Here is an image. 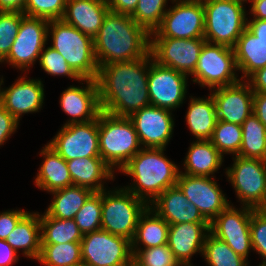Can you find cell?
<instances>
[{
	"mask_svg": "<svg viewBox=\"0 0 266 266\" xmlns=\"http://www.w3.org/2000/svg\"><path fill=\"white\" fill-rule=\"evenodd\" d=\"M233 49L237 70L243 73L241 80L266 66V43L259 40L247 28L238 38Z\"/></svg>",
	"mask_w": 266,
	"mask_h": 266,
	"instance_id": "obj_28",
	"label": "cell"
},
{
	"mask_svg": "<svg viewBox=\"0 0 266 266\" xmlns=\"http://www.w3.org/2000/svg\"><path fill=\"white\" fill-rule=\"evenodd\" d=\"M187 75L159 65L149 52L148 91L151 105L173 111L183 104L187 93Z\"/></svg>",
	"mask_w": 266,
	"mask_h": 266,
	"instance_id": "obj_14",
	"label": "cell"
},
{
	"mask_svg": "<svg viewBox=\"0 0 266 266\" xmlns=\"http://www.w3.org/2000/svg\"><path fill=\"white\" fill-rule=\"evenodd\" d=\"M41 155L44 160L34 182L38 188L51 193L73 185L65 159L48 144L41 150Z\"/></svg>",
	"mask_w": 266,
	"mask_h": 266,
	"instance_id": "obj_26",
	"label": "cell"
},
{
	"mask_svg": "<svg viewBox=\"0 0 266 266\" xmlns=\"http://www.w3.org/2000/svg\"><path fill=\"white\" fill-rule=\"evenodd\" d=\"M75 266H93V265L87 264L85 262H80V263L76 264Z\"/></svg>",
	"mask_w": 266,
	"mask_h": 266,
	"instance_id": "obj_54",
	"label": "cell"
},
{
	"mask_svg": "<svg viewBox=\"0 0 266 266\" xmlns=\"http://www.w3.org/2000/svg\"><path fill=\"white\" fill-rule=\"evenodd\" d=\"M176 185L209 223L231 204L214 176H191L179 172Z\"/></svg>",
	"mask_w": 266,
	"mask_h": 266,
	"instance_id": "obj_17",
	"label": "cell"
},
{
	"mask_svg": "<svg viewBox=\"0 0 266 266\" xmlns=\"http://www.w3.org/2000/svg\"><path fill=\"white\" fill-rule=\"evenodd\" d=\"M87 86H70L62 92L60 106L71 116L64 125L86 123L98 118L102 112L99 89L95 79H82Z\"/></svg>",
	"mask_w": 266,
	"mask_h": 266,
	"instance_id": "obj_20",
	"label": "cell"
},
{
	"mask_svg": "<svg viewBox=\"0 0 266 266\" xmlns=\"http://www.w3.org/2000/svg\"><path fill=\"white\" fill-rule=\"evenodd\" d=\"M6 242L18 253L27 258L38 260L41 252V234L39 213L28 212L8 235Z\"/></svg>",
	"mask_w": 266,
	"mask_h": 266,
	"instance_id": "obj_29",
	"label": "cell"
},
{
	"mask_svg": "<svg viewBox=\"0 0 266 266\" xmlns=\"http://www.w3.org/2000/svg\"><path fill=\"white\" fill-rule=\"evenodd\" d=\"M48 26L47 19L24 16L11 50L2 62H7L13 68H19L22 71L29 70L46 47L49 40Z\"/></svg>",
	"mask_w": 266,
	"mask_h": 266,
	"instance_id": "obj_12",
	"label": "cell"
},
{
	"mask_svg": "<svg viewBox=\"0 0 266 266\" xmlns=\"http://www.w3.org/2000/svg\"><path fill=\"white\" fill-rule=\"evenodd\" d=\"M169 224L149 206L140 215L131 240L132 249H147L167 244ZM143 245V248L139 246Z\"/></svg>",
	"mask_w": 266,
	"mask_h": 266,
	"instance_id": "obj_30",
	"label": "cell"
},
{
	"mask_svg": "<svg viewBox=\"0 0 266 266\" xmlns=\"http://www.w3.org/2000/svg\"><path fill=\"white\" fill-rule=\"evenodd\" d=\"M21 76L9 88L0 89V104L18 121L22 114L38 112L44 102V86L41 79Z\"/></svg>",
	"mask_w": 266,
	"mask_h": 266,
	"instance_id": "obj_21",
	"label": "cell"
},
{
	"mask_svg": "<svg viewBox=\"0 0 266 266\" xmlns=\"http://www.w3.org/2000/svg\"><path fill=\"white\" fill-rule=\"evenodd\" d=\"M27 0H0V12H21Z\"/></svg>",
	"mask_w": 266,
	"mask_h": 266,
	"instance_id": "obj_52",
	"label": "cell"
},
{
	"mask_svg": "<svg viewBox=\"0 0 266 266\" xmlns=\"http://www.w3.org/2000/svg\"><path fill=\"white\" fill-rule=\"evenodd\" d=\"M4 79H3V77L0 79V89L2 88L1 87V85L4 83V81H3Z\"/></svg>",
	"mask_w": 266,
	"mask_h": 266,
	"instance_id": "obj_56",
	"label": "cell"
},
{
	"mask_svg": "<svg viewBox=\"0 0 266 266\" xmlns=\"http://www.w3.org/2000/svg\"><path fill=\"white\" fill-rule=\"evenodd\" d=\"M165 150L142 148L120 170L133 178V184L124 188L148 206L167 188L177 184L180 170L165 157Z\"/></svg>",
	"mask_w": 266,
	"mask_h": 266,
	"instance_id": "obj_3",
	"label": "cell"
},
{
	"mask_svg": "<svg viewBox=\"0 0 266 266\" xmlns=\"http://www.w3.org/2000/svg\"><path fill=\"white\" fill-rule=\"evenodd\" d=\"M82 262L93 266H133L131 240L103 229L83 235Z\"/></svg>",
	"mask_w": 266,
	"mask_h": 266,
	"instance_id": "obj_10",
	"label": "cell"
},
{
	"mask_svg": "<svg viewBox=\"0 0 266 266\" xmlns=\"http://www.w3.org/2000/svg\"><path fill=\"white\" fill-rule=\"evenodd\" d=\"M148 205L126 188L102 191L101 229L132 240L140 215Z\"/></svg>",
	"mask_w": 266,
	"mask_h": 266,
	"instance_id": "obj_7",
	"label": "cell"
},
{
	"mask_svg": "<svg viewBox=\"0 0 266 266\" xmlns=\"http://www.w3.org/2000/svg\"><path fill=\"white\" fill-rule=\"evenodd\" d=\"M210 141L223 156L224 154L237 156L242 144V127L238 124L217 120Z\"/></svg>",
	"mask_w": 266,
	"mask_h": 266,
	"instance_id": "obj_37",
	"label": "cell"
},
{
	"mask_svg": "<svg viewBox=\"0 0 266 266\" xmlns=\"http://www.w3.org/2000/svg\"><path fill=\"white\" fill-rule=\"evenodd\" d=\"M102 191L94 192L76 213L74 220L83 235L101 229Z\"/></svg>",
	"mask_w": 266,
	"mask_h": 266,
	"instance_id": "obj_39",
	"label": "cell"
},
{
	"mask_svg": "<svg viewBox=\"0 0 266 266\" xmlns=\"http://www.w3.org/2000/svg\"><path fill=\"white\" fill-rule=\"evenodd\" d=\"M223 155L210 140H196L191 143L184 160L185 175L212 177L222 166Z\"/></svg>",
	"mask_w": 266,
	"mask_h": 266,
	"instance_id": "obj_27",
	"label": "cell"
},
{
	"mask_svg": "<svg viewBox=\"0 0 266 266\" xmlns=\"http://www.w3.org/2000/svg\"><path fill=\"white\" fill-rule=\"evenodd\" d=\"M171 112L165 108L148 105L129 116L143 148L166 149L174 129Z\"/></svg>",
	"mask_w": 266,
	"mask_h": 266,
	"instance_id": "obj_18",
	"label": "cell"
},
{
	"mask_svg": "<svg viewBox=\"0 0 266 266\" xmlns=\"http://www.w3.org/2000/svg\"><path fill=\"white\" fill-rule=\"evenodd\" d=\"M235 52L231 47L205 42L200 51L192 81L214 89L238 83Z\"/></svg>",
	"mask_w": 266,
	"mask_h": 266,
	"instance_id": "obj_9",
	"label": "cell"
},
{
	"mask_svg": "<svg viewBox=\"0 0 266 266\" xmlns=\"http://www.w3.org/2000/svg\"><path fill=\"white\" fill-rule=\"evenodd\" d=\"M247 29L259 40L266 43V20L261 19H251L247 20Z\"/></svg>",
	"mask_w": 266,
	"mask_h": 266,
	"instance_id": "obj_51",
	"label": "cell"
},
{
	"mask_svg": "<svg viewBox=\"0 0 266 266\" xmlns=\"http://www.w3.org/2000/svg\"><path fill=\"white\" fill-rule=\"evenodd\" d=\"M241 127L242 144L237 156L266 161V126L252 113Z\"/></svg>",
	"mask_w": 266,
	"mask_h": 266,
	"instance_id": "obj_34",
	"label": "cell"
},
{
	"mask_svg": "<svg viewBox=\"0 0 266 266\" xmlns=\"http://www.w3.org/2000/svg\"><path fill=\"white\" fill-rule=\"evenodd\" d=\"M98 66L141 59L150 52V34L131 16L108 11L93 38Z\"/></svg>",
	"mask_w": 266,
	"mask_h": 266,
	"instance_id": "obj_2",
	"label": "cell"
},
{
	"mask_svg": "<svg viewBox=\"0 0 266 266\" xmlns=\"http://www.w3.org/2000/svg\"><path fill=\"white\" fill-rule=\"evenodd\" d=\"M160 26L150 37L204 38V7L202 0H172Z\"/></svg>",
	"mask_w": 266,
	"mask_h": 266,
	"instance_id": "obj_11",
	"label": "cell"
},
{
	"mask_svg": "<svg viewBox=\"0 0 266 266\" xmlns=\"http://www.w3.org/2000/svg\"><path fill=\"white\" fill-rule=\"evenodd\" d=\"M202 3L206 42L234 48L247 28V11L243 4L235 0H202Z\"/></svg>",
	"mask_w": 266,
	"mask_h": 266,
	"instance_id": "obj_6",
	"label": "cell"
},
{
	"mask_svg": "<svg viewBox=\"0 0 266 266\" xmlns=\"http://www.w3.org/2000/svg\"><path fill=\"white\" fill-rule=\"evenodd\" d=\"M203 258L209 266H248V261L236 254L224 241L210 232L203 248Z\"/></svg>",
	"mask_w": 266,
	"mask_h": 266,
	"instance_id": "obj_36",
	"label": "cell"
},
{
	"mask_svg": "<svg viewBox=\"0 0 266 266\" xmlns=\"http://www.w3.org/2000/svg\"><path fill=\"white\" fill-rule=\"evenodd\" d=\"M253 113L266 126V92L254 93Z\"/></svg>",
	"mask_w": 266,
	"mask_h": 266,
	"instance_id": "obj_50",
	"label": "cell"
},
{
	"mask_svg": "<svg viewBox=\"0 0 266 266\" xmlns=\"http://www.w3.org/2000/svg\"><path fill=\"white\" fill-rule=\"evenodd\" d=\"M66 0H27L24 15L47 20L62 19Z\"/></svg>",
	"mask_w": 266,
	"mask_h": 266,
	"instance_id": "obj_43",
	"label": "cell"
},
{
	"mask_svg": "<svg viewBox=\"0 0 266 266\" xmlns=\"http://www.w3.org/2000/svg\"><path fill=\"white\" fill-rule=\"evenodd\" d=\"M109 10L118 14L131 16L138 4V0H107Z\"/></svg>",
	"mask_w": 266,
	"mask_h": 266,
	"instance_id": "obj_47",
	"label": "cell"
},
{
	"mask_svg": "<svg viewBox=\"0 0 266 266\" xmlns=\"http://www.w3.org/2000/svg\"><path fill=\"white\" fill-rule=\"evenodd\" d=\"M168 0H138L137 7L131 15L132 19L149 34L161 24L166 13Z\"/></svg>",
	"mask_w": 266,
	"mask_h": 266,
	"instance_id": "obj_38",
	"label": "cell"
},
{
	"mask_svg": "<svg viewBox=\"0 0 266 266\" xmlns=\"http://www.w3.org/2000/svg\"><path fill=\"white\" fill-rule=\"evenodd\" d=\"M246 80H248L253 93L266 92V66L256 70Z\"/></svg>",
	"mask_w": 266,
	"mask_h": 266,
	"instance_id": "obj_48",
	"label": "cell"
},
{
	"mask_svg": "<svg viewBox=\"0 0 266 266\" xmlns=\"http://www.w3.org/2000/svg\"><path fill=\"white\" fill-rule=\"evenodd\" d=\"M190 98L186 123L197 140H210L217 122L214 99L211 94L207 98Z\"/></svg>",
	"mask_w": 266,
	"mask_h": 266,
	"instance_id": "obj_31",
	"label": "cell"
},
{
	"mask_svg": "<svg viewBox=\"0 0 266 266\" xmlns=\"http://www.w3.org/2000/svg\"><path fill=\"white\" fill-rule=\"evenodd\" d=\"M149 207L169 225L178 223H209L202 216L199 209L188 201L177 185L167 188Z\"/></svg>",
	"mask_w": 266,
	"mask_h": 266,
	"instance_id": "obj_23",
	"label": "cell"
},
{
	"mask_svg": "<svg viewBox=\"0 0 266 266\" xmlns=\"http://www.w3.org/2000/svg\"><path fill=\"white\" fill-rule=\"evenodd\" d=\"M19 122L0 104V146L16 131Z\"/></svg>",
	"mask_w": 266,
	"mask_h": 266,
	"instance_id": "obj_46",
	"label": "cell"
},
{
	"mask_svg": "<svg viewBox=\"0 0 266 266\" xmlns=\"http://www.w3.org/2000/svg\"><path fill=\"white\" fill-rule=\"evenodd\" d=\"M47 144L66 161L83 157L101 158L98 118L86 123L63 125Z\"/></svg>",
	"mask_w": 266,
	"mask_h": 266,
	"instance_id": "obj_16",
	"label": "cell"
},
{
	"mask_svg": "<svg viewBox=\"0 0 266 266\" xmlns=\"http://www.w3.org/2000/svg\"><path fill=\"white\" fill-rule=\"evenodd\" d=\"M29 211L23 210H8L0 213V239L6 240L8 235L14 230L18 222Z\"/></svg>",
	"mask_w": 266,
	"mask_h": 266,
	"instance_id": "obj_45",
	"label": "cell"
},
{
	"mask_svg": "<svg viewBox=\"0 0 266 266\" xmlns=\"http://www.w3.org/2000/svg\"><path fill=\"white\" fill-rule=\"evenodd\" d=\"M38 262L45 266H75L82 262L80 242L41 244Z\"/></svg>",
	"mask_w": 266,
	"mask_h": 266,
	"instance_id": "obj_35",
	"label": "cell"
},
{
	"mask_svg": "<svg viewBox=\"0 0 266 266\" xmlns=\"http://www.w3.org/2000/svg\"><path fill=\"white\" fill-rule=\"evenodd\" d=\"M205 42L204 38L150 37V52L159 65L192 76Z\"/></svg>",
	"mask_w": 266,
	"mask_h": 266,
	"instance_id": "obj_13",
	"label": "cell"
},
{
	"mask_svg": "<svg viewBox=\"0 0 266 266\" xmlns=\"http://www.w3.org/2000/svg\"><path fill=\"white\" fill-rule=\"evenodd\" d=\"M250 12L253 19L266 20V0H253Z\"/></svg>",
	"mask_w": 266,
	"mask_h": 266,
	"instance_id": "obj_53",
	"label": "cell"
},
{
	"mask_svg": "<svg viewBox=\"0 0 266 266\" xmlns=\"http://www.w3.org/2000/svg\"><path fill=\"white\" fill-rule=\"evenodd\" d=\"M235 1L244 4V2H245V3H246L247 1L252 2L253 0H235Z\"/></svg>",
	"mask_w": 266,
	"mask_h": 266,
	"instance_id": "obj_55",
	"label": "cell"
},
{
	"mask_svg": "<svg viewBox=\"0 0 266 266\" xmlns=\"http://www.w3.org/2000/svg\"><path fill=\"white\" fill-rule=\"evenodd\" d=\"M39 62L41 68L52 76H68L71 79L78 80L82 79L71 69L67 64V61L63 56L52 47L43 48V51L39 55Z\"/></svg>",
	"mask_w": 266,
	"mask_h": 266,
	"instance_id": "obj_42",
	"label": "cell"
},
{
	"mask_svg": "<svg viewBox=\"0 0 266 266\" xmlns=\"http://www.w3.org/2000/svg\"><path fill=\"white\" fill-rule=\"evenodd\" d=\"M228 205L211 223L209 231L246 260L252 248L250 222L254 208Z\"/></svg>",
	"mask_w": 266,
	"mask_h": 266,
	"instance_id": "obj_15",
	"label": "cell"
},
{
	"mask_svg": "<svg viewBox=\"0 0 266 266\" xmlns=\"http://www.w3.org/2000/svg\"><path fill=\"white\" fill-rule=\"evenodd\" d=\"M93 193L88 188L75 185L53 191L51 192L54 196L53 200L45 212L57 219H74L76 213Z\"/></svg>",
	"mask_w": 266,
	"mask_h": 266,
	"instance_id": "obj_32",
	"label": "cell"
},
{
	"mask_svg": "<svg viewBox=\"0 0 266 266\" xmlns=\"http://www.w3.org/2000/svg\"><path fill=\"white\" fill-rule=\"evenodd\" d=\"M100 157L120 171L143 147L129 117H117L105 112L98 116ZM141 146V147H140Z\"/></svg>",
	"mask_w": 266,
	"mask_h": 266,
	"instance_id": "obj_5",
	"label": "cell"
},
{
	"mask_svg": "<svg viewBox=\"0 0 266 266\" xmlns=\"http://www.w3.org/2000/svg\"><path fill=\"white\" fill-rule=\"evenodd\" d=\"M250 236L253 251L263 258L259 266H266V211L264 209L252 211Z\"/></svg>",
	"mask_w": 266,
	"mask_h": 266,
	"instance_id": "obj_44",
	"label": "cell"
},
{
	"mask_svg": "<svg viewBox=\"0 0 266 266\" xmlns=\"http://www.w3.org/2000/svg\"><path fill=\"white\" fill-rule=\"evenodd\" d=\"M213 90V91H212ZM217 120L242 125L253 113V90L247 80L211 89Z\"/></svg>",
	"mask_w": 266,
	"mask_h": 266,
	"instance_id": "obj_19",
	"label": "cell"
},
{
	"mask_svg": "<svg viewBox=\"0 0 266 266\" xmlns=\"http://www.w3.org/2000/svg\"><path fill=\"white\" fill-rule=\"evenodd\" d=\"M133 266H181L167 244L147 249H132Z\"/></svg>",
	"mask_w": 266,
	"mask_h": 266,
	"instance_id": "obj_40",
	"label": "cell"
},
{
	"mask_svg": "<svg viewBox=\"0 0 266 266\" xmlns=\"http://www.w3.org/2000/svg\"><path fill=\"white\" fill-rule=\"evenodd\" d=\"M210 223H178L169 225L167 245L181 266H192L191 257L203 255Z\"/></svg>",
	"mask_w": 266,
	"mask_h": 266,
	"instance_id": "obj_22",
	"label": "cell"
},
{
	"mask_svg": "<svg viewBox=\"0 0 266 266\" xmlns=\"http://www.w3.org/2000/svg\"><path fill=\"white\" fill-rule=\"evenodd\" d=\"M66 163L73 185L93 192L105 190L104 181L115 178L114 171L102 158L83 157L68 160Z\"/></svg>",
	"mask_w": 266,
	"mask_h": 266,
	"instance_id": "obj_25",
	"label": "cell"
},
{
	"mask_svg": "<svg viewBox=\"0 0 266 266\" xmlns=\"http://www.w3.org/2000/svg\"><path fill=\"white\" fill-rule=\"evenodd\" d=\"M24 16L21 12H0V63L8 56Z\"/></svg>",
	"mask_w": 266,
	"mask_h": 266,
	"instance_id": "obj_41",
	"label": "cell"
},
{
	"mask_svg": "<svg viewBox=\"0 0 266 266\" xmlns=\"http://www.w3.org/2000/svg\"><path fill=\"white\" fill-rule=\"evenodd\" d=\"M51 46L81 79H97L99 66L94 54L93 38L62 19L49 20Z\"/></svg>",
	"mask_w": 266,
	"mask_h": 266,
	"instance_id": "obj_4",
	"label": "cell"
},
{
	"mask_svg": "<svg viewBox=\"0 0 266 266\" xmlns=\"http://www.w3.org/2000/svg\"><path fill=\"white\" fill-rule=\"evenodd\" d=\"M149 53L130 61L99 67L97 84L102 112L117 117L151 105L148 91Z\"/></svg>",
	"mask_w": 266,
	"mask_h": 266,
	"instance_id": "obj_1",
	"label": "cell"
},
{
	"mask_svg": "<svg viewBox=\"0 0 266 266\" xmlns=\"http://www.w3.org/2000/svg\"><path fill=\"white\" fill-rule=\"evenodd\" d=\"M108 11L107 0H66L62 20L94 38Z\"/></svg>",
	"mask_w": 266,
	"mask_h": 266,
	"instance_id": "obj_24",
	"label": "cell"
},
{
	"mask_svg": "<svg viewBox=\"0 0 266 266\" xmlns=\"http://www.w3.org/2000/svg\"><path fill=\"white\" fill-rule=\"evenodd\" d=\"M18 253L6 242L0 239V266H12L18 262Z\"/></svg>",
	"mask_w": 266,
	"mask_h": 266,
	"instance_id": "obj_49",
	"label": "cell"
},
{
	"mask_svg": "<svg viewBox=\"0 0 266 266\" xmlns=\"http://www.w3.org/2000/svg\"><path fill=\"white\" fill-rule=\"evenodd\" d=\"M232 167L225 171L242 206L263 209L266 206V161L233 157Z\"/></svg>",
	"mask_w": 266,
	"mask_h": 266,
	"instance_id": "obj_8",
	"label": "cell"
},
{
	"mask_svg": "<svg viewBox=\"0 0 266 266\" xmlns=\"http://www.w3.org/2000/svg\"><path fill=\"white\" fill-rule=\"evenodd\" d=\"M41 244L81 242L83 234L74 219H57L46 212L39 214Z\"/></svg>",
	"mask_w": 266,
	"mask_h": 266,
	"instance_id": "obj_33",
	"label": "cell"
}]
</instances>
